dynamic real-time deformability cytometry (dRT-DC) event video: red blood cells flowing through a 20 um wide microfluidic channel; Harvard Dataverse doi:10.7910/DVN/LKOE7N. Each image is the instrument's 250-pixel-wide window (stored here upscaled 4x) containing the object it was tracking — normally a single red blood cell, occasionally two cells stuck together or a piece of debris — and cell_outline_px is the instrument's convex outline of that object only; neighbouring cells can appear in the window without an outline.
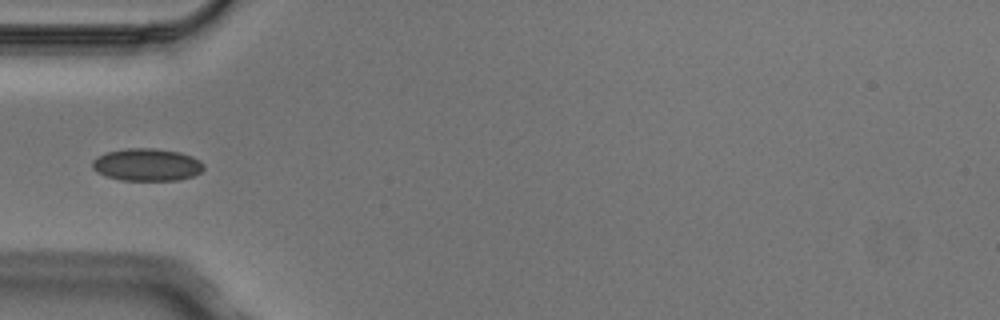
{"species": "Egyptian fruit bat (a non-hibernating species)", "species_latin": "Rousettus aegyptiacus", "temperature_condition": "cold", "stored_images_in_passage": 1, "camera_frame_rate_fps": 3000, "um_per_image_px": 0.085, "animal": {"sex": "male"}, "frame": {"image": 1, "passage_image": 1, "time_ms": 0.0, "image_size_px": [1000, 320], "cell_outline_px": [[204, 168], [200, 172], [192, 176], [176, 180], [120, 180], [104, 176], [96, 172], [92, 168], [92, 160], [96, 156], [104, 152], [128, 148], [152, 148], [180, 152], [192, 156], [200, 160], [204, 164]], "centroid_in_image_um": [12.44, 13.99], "position_along_channel_um": 72.6, "area_um2": 21.27}}